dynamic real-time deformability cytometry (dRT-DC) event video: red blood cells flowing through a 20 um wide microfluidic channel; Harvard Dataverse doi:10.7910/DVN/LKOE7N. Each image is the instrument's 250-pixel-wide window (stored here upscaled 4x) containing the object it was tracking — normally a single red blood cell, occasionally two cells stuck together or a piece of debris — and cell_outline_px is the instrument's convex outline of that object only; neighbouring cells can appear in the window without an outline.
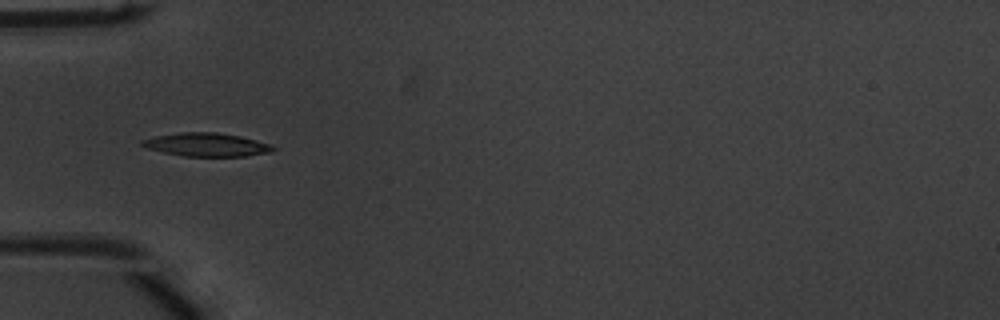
{"species": "common noctule bat (a hibernating species)", "species_latin": "Nyctalus noctula", "temperature_condition": "warm", "stored_images_in_passage": 36, "camera_frame_rate_fps": 3000, "um_per_image_px": 0.085, "animal": {"sex": "male", "body_mass_g": 20.1, "forearm_length_mm": 53.5}, "frame": {"image": 1, "passage_image": 1, "time_ms": 0.0, "image_size_px": [1000, 320], "cell_outline_px": [[276, 148], [272, 152], [244, 156], [184, 156], [164, 152], [148, 148], [140, 144], [140, 140], [156, 136], [180, 132], [216, 132], [240, 136], [272, 144]], "centroid_in_image_um": [17.58, 12.29], "position_along_channel_um": 67.4, "area_um2": 17.8}}
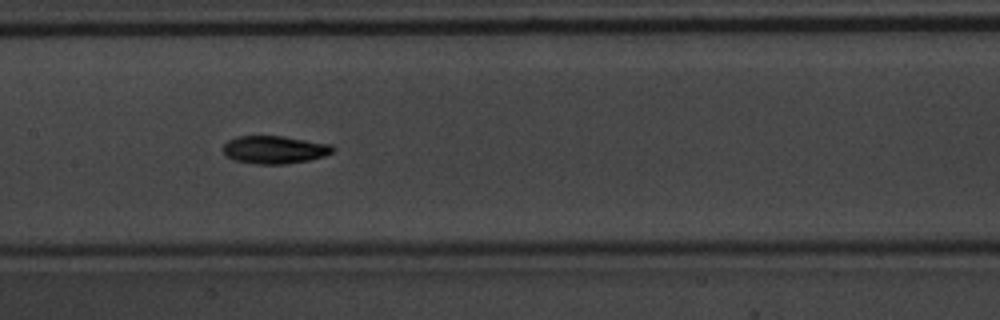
{"frame": {"image": 2, "passage_image": 10, "time_ms": 3.0, "image_size_px": [1000, 320], "cell_outline_px": [[336, 148], [332, 152], [324, 156], [308, 160], [284, 164], [256, 164], [232, 160], [224, 152], [224, 144], [228, 140], [236, 136], [284, 136], [332, 144]], "centroid_in_image_um": [23.35, 12.72], "position_along_channel_um": 184.1, "area_um2": 17.86}}
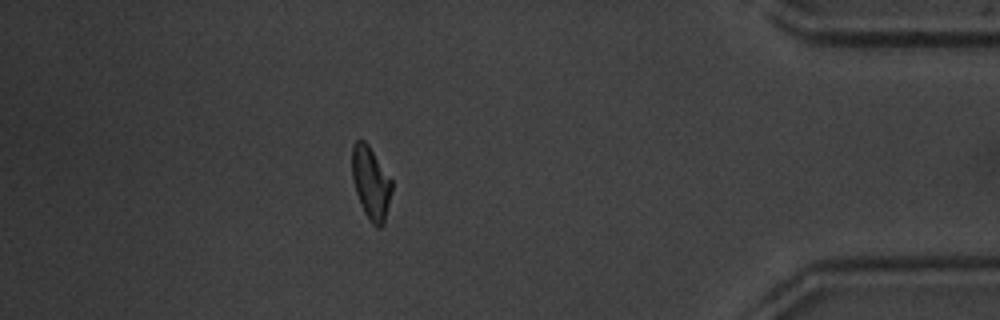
{"frame": {"image": 3, "passage_image": 30, "time_ms": 9.667, "image_size_px": [1000, 320], "cell_outline_px": [[392, 192], [384, 224], [380, 228], [372, 224], [368, 220], [360, 204], [352, 180], [352, 144], [356, 140], [364, 140], [368, 144], [392, 180]], "centroid_in_image_um": [31.52, 15.56], "position_along_channel_um": 403.7, "area_um2": 16.99}, "authors_computed_cell_mechanics": {"area_um2": 17.1955, "velocity_mm_per_s": 3.8853, "shape_relaxation_time_tau1_ms": 2.9634, "shape_relaxation_time_tau2_ms": 2.8647, "deformation_change_tau1": 0.1579, "deformation_change_tau2": 0.0873}}